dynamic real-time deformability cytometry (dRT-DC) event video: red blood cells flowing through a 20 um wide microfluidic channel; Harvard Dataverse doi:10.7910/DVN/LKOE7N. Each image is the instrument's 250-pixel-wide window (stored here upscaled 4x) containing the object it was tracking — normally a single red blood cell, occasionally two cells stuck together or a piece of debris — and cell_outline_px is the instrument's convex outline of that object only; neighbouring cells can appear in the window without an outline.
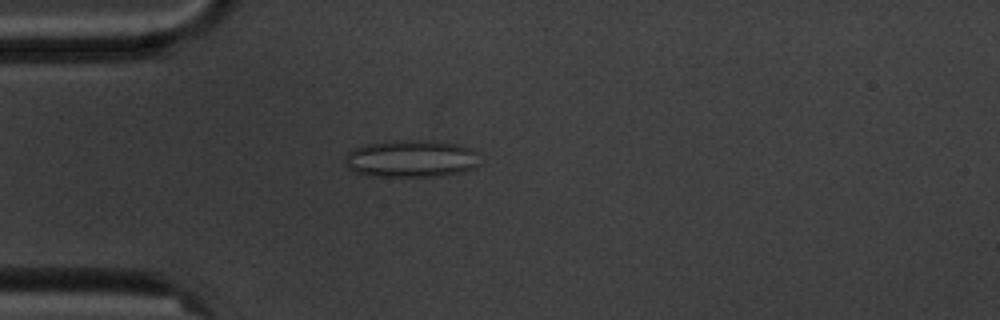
{"species": "common noctule bat (a hibernating species)", "species_latin": "Nyctalus noctula", "temperature_condition": "cold", "stored_images_in_passage": 7, "camera_frame_rate_fps": 3000, "um_per_image_px": 0.085, "animal": {"sex": "male", "body_mass_g": 20.1, "forearm_length_mm": 53.5}, "frame": {"image": 1, "passage_image": 5, "time_ms": 4.667, "image_size_px": [1000, 320], "cell_outline_px": [[480, 164], [476, 168], [464, 172], [440, 176], [368, 176], [356, 172], [348, 168], [344, 160], [344, 156], [352, 148], [364, 144], [392, 140], [424, 140], [456, 144], [468, 148], [476, 152]], "centroid_in_image_um": [34.92, 13.49], "position_along_channel_um": 50.1, "area_um2": 29.65}}
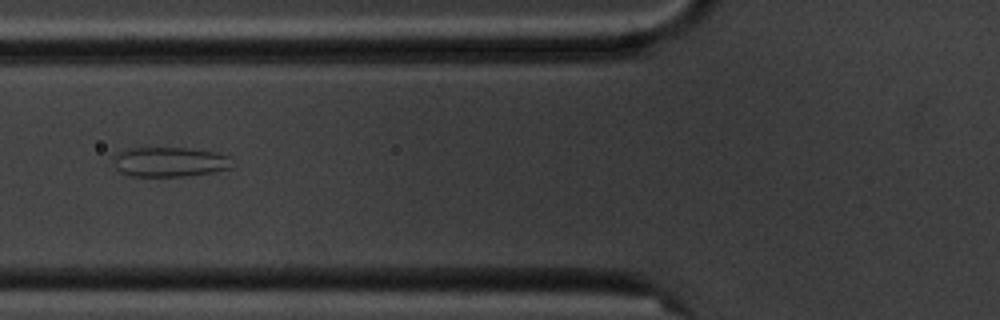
{"frame": {"image": 2, "passage_image": 7, "time_ms": 6.667, "image_size_px": [1000, 320], "cell_outline_px": [[232, 168], [212, 172], [184, 176], [132, 176], [120, 172], [116, 168], [112, 160], [116, 152], [132, 148], [184, 148], [216, 152], [228, 156]], "centroid_in_image_um": [14.38, 13.76], "position_along_channel_um": 111.4, "area_um2": 20.46}}